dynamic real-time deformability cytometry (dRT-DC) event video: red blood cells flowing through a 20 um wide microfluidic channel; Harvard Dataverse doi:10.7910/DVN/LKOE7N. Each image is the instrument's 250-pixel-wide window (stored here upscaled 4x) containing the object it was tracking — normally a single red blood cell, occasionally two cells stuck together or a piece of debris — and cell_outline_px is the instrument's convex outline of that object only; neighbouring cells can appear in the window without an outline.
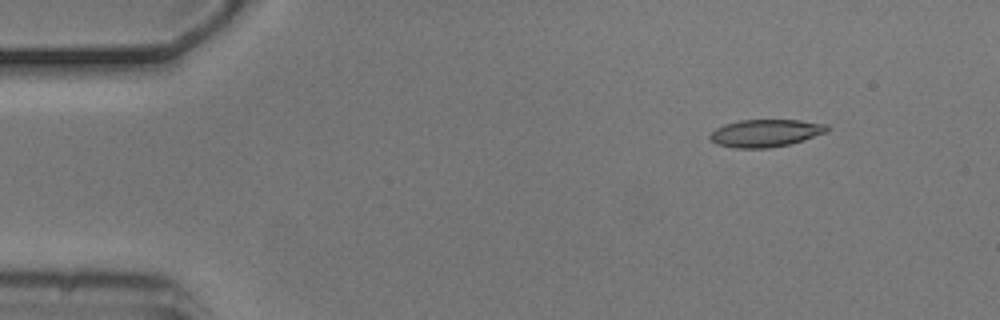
{"species": "common noctule bat (a hibernating species)", "species_latin": "Nyctalus noctula", "temperature_condition": "cold", "stored_images_in_passage": 8, "camera_frame_rate_fps": 3000, "um_per_image_px": 0.085, "animal": {"sex": "male", "body_mass_g": 20.5, "forearm_length_mm": 52.5}, "frame": {"image": 1, "passage_image": 2, "time_ms": 0.333, "image_size_px": [1000, 320], "cell_outline_px": [[828, 132], [804, 140], [788, 144], [768, 148], [736, 148], [716, 144], [708, 136], [716, 128], [724, 124], [740, 120], [800, 120], [828, 124]], "centroid_in_image_um": [65.09, 11.31], "position_along_channel_um": 19.9, "area_um2": 18.79}}
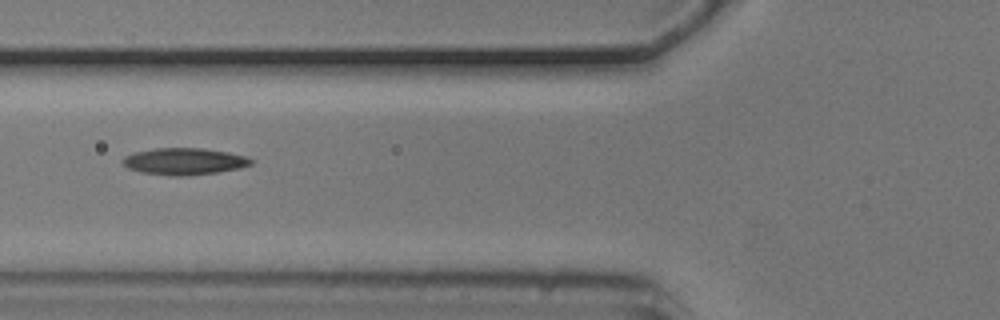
{"frame": {"image": 2, "passage_image": 5, "time_ms": 1.333, "image_size_px": [1000, 320], "cell_outline_px": [[252, 164], [240, 168], [220, 172], [188, 176], [172, 176], [140, 172], [128, 168], [120, 160], [124, 156], [136, 152], [156, 148], [204, 148], [228, 152], [244, 156], [252, 160]], "centroid_in_image_um": [15.65, 13.72], "position_along_channel_um": 110.1, "area_um2": 20.11}}
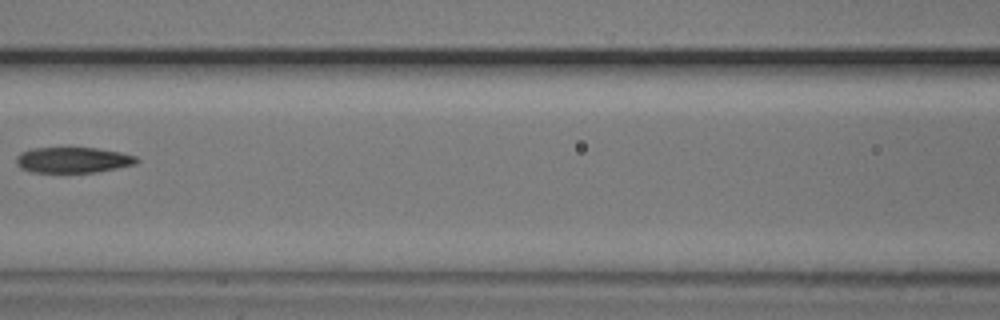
{"frame": {"image": 3, "passage_image": 6, "time_ms": 1.667, "image_size_px": [1000, 320], "cell_outline_px": [[140, 160], [136, 164], [116, 168], [92, 172], [32, 172], [20, 168], [16, 164], [16, 156], [20, 152], [32, 148], [96, 148], [120, 152], [136, 156]], "centroid_in_image_um": [6.18, 13.59], "position_along_channel_um": 160.4, "area_um2": 17.98}}